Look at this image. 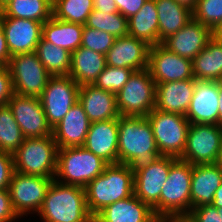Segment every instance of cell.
Here are the masks:
<instances>
[{
  "mask_svg": "<svg viewBox=\"0 0 222 222\" xmlns=\"http://www.w3.org/2000/svg\"><path fill=\"white\" fill-rule=\"evenodd\" d=\"M118 138V163L128 165L133 173L161 157L146 117L120 116Z\"/></svg>",
  "mask_w": 222,
  "mask_h": 222,
  "instance_id": "obj_1",
  "label": "cell"
},
{
  "mask_svg": "<svg viewBox=\"0 0 222 222\" xmlns=\"http://www.w3.org/2000/svg\"><path fill=\"white\" fill-rule=\"evenodd\" d=\"M84 188L88 210L95 216L106 206L134 194V173L126 164H109Z\"/></svg>",
  "mask_w": 222,
  "mask_h": 222,
  "instance_id": "obj_2",
  "label": "cell"
},
{
  "mask_svg": "<svg viewBox=\"0 0 222 222\" xmlns=\"http://www.w3.org/2000/svg\"><path fill=\"white\" fill-rule=\"evenodd\" d=\"M43 222H89L85 188L53 180L38 212Z\"/></svg>",
  "mask_w": 222,
  "mask_h": 222,
  "instance_id": "obj_3",
  "label": "cell"
},
{
  "mask_svg": "<svg viewBox=\"0 0 222 222\" xmlns=\"http://www.w3.org/2000/svg\"><path fill=\"white\" fill-rule=\"evenodd\" d=\"M108 165L84 146L61 148L58 149L54 179L64 184L85 187L103 173Z\"/></svg>",
  "mask_w": 222,
  "mask_h": 222,
  "instance_id": "obj_4",
  "label": "cell"
},
{
  "mask_svg": "<svg viewBox=\"0 0 222 222\" xmlns=\"http://www.w3.org/2000/svg\"><path fill=\"white\" fill-rule=\"evenodd\" d=\"M193 165L177 158L160 194V220L183 218L190 212Z\"/></svg>",
  "mask_w": 222,
  "mask_h": 222,
  "instance_id": "obj_5",
  "label": "cell"
},
{
  "mask_svg": "<svg viewBox=\"0 0 222 222\" xmlns=\"http://www.w3.org/2000/svg\"><path fill=\"white\" fill-rule=\"evenodd\" d=\"M58 145L53 135L42 138H24L13 153L14 171L55 178Z\"/></svg>",
  "mask_w": 222,
  "mask_h": 222,
  "instance_id": "obj_6",
  "label": "cell"
},
{
  "mask_svg": "<svg viewBox=\"0 0 222 222\" xmlns=\"http://www.w3.org/2000/svg\"><path fill=\"white\" fill-rule=\"evenodd\" d=\"M116 101L120 116L146 117L156 102V83L149 69L133 71Z\"/></svg>",
  "mask_w": 222,
  "mask_h": 222,
  "instance_id": "obj_7",
  "label": "cell"
},
{
  "mask_svg": "<svg viewBox=\"0 0 222 222\" xmlns=\"http://www.w3.org/2000/svg\"><path fill=\"white\" fill-rule=\"evenodd\" d=\"M146 118L151 124L161 156L180 158L185 150L190 122L184 115L153 109Z\"/></svg>",
  "mask_w": 222,
  "mask_h": 222,
  "instance_id": "obj_8",
  "label": "cell"
},
{
  "mask_svg": "<svg viewBox=\"0 0 222 222\" xmlns=\"http://www.w3.org/2000/svg\"><path fill=\"white\" fill-rule=\"evenodd\" d=\"M14 93L39 97L52 76L39 60L36 52L13 55L7 65Z\"/></svg>",
  "mask_w": 222,
  "mask_h": 222,
  "instance_id": "obj_9",
  "label": "cell"
},
{
  "mask_svg": "<svg viewBox=\"0 0 222 222\" xmlns=\"http://www.w3.org/2000/svg\"><path fill=\"white\" fill-rule=\"evenodd\" d=\"M222 146V128L214 124L190 123L183 161L196 164H215Z\"/></svg>",
  "mask_w": 222,
  "mask_h": 222,
  "instance_id": "obj_10",
  "label": "cell"
},
{
  "mask_svg": "<svg viewBox=\"0 0 222 222\" xmlns=\"http://www.w3.org/2000/svg\"><path fill=\"white\" fill-rule=\"evenodd\" d=\"M80 86L69 75L51 76L39 96L48 124L55 127L78 101Z\"/></svg>",
  "mask_w": 222,
  "mask_h": 222,
  "instance_id": "obj_11",
  "label": "cell"
},
{
  "mask_svg": "<svg viewBox=\"0 0 222 222\" xmlns=\"http://www.w3.org/2000/svg\"><path fill=\"white\" fill-rule=\"evenodd\" d=\"M54 178L26 175L14 171L8 191L13 209L22 217L31 211L39 212L47 190ZM29 212V213H28Z\"/></svg>",
  "mask_w": 222,
  "mask_h": 222,
  "instance_id": "obj_12",
  "label": "cell"
},
{
  "mask_svg": "<svg viewBox=\"0 0 222 222\" xmlns=\"http://www.w3.org/2000/svg\"><path fill=\"white\" fill-rule=\"evenodd\" d=\"M177 158L161 156L147 167L134 172V194L148 204L160 220V194L168 178L171 164Z\"/></svg>",
  "mask_w": 222,
  "mask_h": 222,
  "instance_id": "obj_13",
  "label": "cell"
},
{
  "mask_svg": "<svg viewBox=\"0 0 222 222\" xmlns=\"http://www.w3.org/2000/svg\"><path fill=\"white\" fill-rule=\"evenodd\" d=\"M25 138L52 135L39 97L14 94L7 103Z\"/></svg>",
  "mask_w": 222,
  "mask_h": 222,
  "instance_id": "obj_14",
  "label": "cell"
},
{
  "mask_svg": "<svg viewBox=\"0 0 222 222\" xmlns=\"http://www.w3.org/2000/svg\"><path fill=\"white\" fill-rule=\"evenodd\" d=\"M148 69L156 84L195 79L192 61L169 51L162 44L150 46Z\"/></svg>",
  "mask_w": 222,
  "mask_h": 222,
  "instance_id": "obj_15",
  "label": "cell"
},
{
  "mask_svg": "<svg viewBox=\"0 0 222 222\" xmlns=\"http://www.w3.org/2000/svg\"><path fill=\"white\" fill-rule=\"evenodd\" d=\"M0 18L11 56L36 51L42 38L43 23L31 19L3 17L1 14Z\"/></svg>",
  "mask_w": 222,
  "mask_h": 222,
  "instance_id": "obj_16",
  "label": "cell"
},
{
  "mask_svg": "<svg viewBox=\"0 0 222 222\" xmlns=\"http://www.w3.org/2000/svg\"><path fill=\"white\" fill-rule=\"evenodd\" d=\"M220 82L196 80L185 117L192 124L218 125Z\"/></svg>",
  "mask_w": 222,
  "mask_h": 222,
  "instance_id": "obj_17",
  "label": "cell"
},
{
  "mask_svg": "<svg viewBox=\"0 0 222 222\" xmlns=\"http://www.w3.org/2000/svg\"><path fill=\"white\" fill-rule=\"evenodd\" d=\"M211 37L212 30L192 17L184 27L161 44L169 51L192 61L206 47Z\"/></svg>",
  "mask_w": 222,
  "mask_h": 222,
  "instance_id": "obj_18",
  "label": "cell"
},
{
  "mask_svg": "<svg viewBox=\"0 0 222 222\" xmlns=\"http://www.w3.org/2000/svg\"><path fill=\"white\" fill-rule=\"evenodd\" d=\"M150 45L130 35L116 38L105 54L107 66L129 68L133 71L148 68Z\"/></svg>",
  "mask_w": 222,
  "mask_h": 222,
  "instance_id": "obj_19",
  "label": "cell"
},
{
  "mask_svg": "<svg viewBox=\"0 0 222 222\" xmlns=\"http://www.w3.org/2000/svg\"><path fill=\"white\" fill-rule=\"evenodd\" d=\"M90 125L83 106L77 101L64 118L52 128V135L58 148L84 146Z\"/></svg>",
  "mask_w": 222,
  "mask_h": 222,
  "instance_id": "obj_20",
  "label": "cell"
},
{
  "mask_svg": "<svg viewBox=\"0 0 222 222\" xmlns=\"http://www.w3.org/2000/svg\"><path fill=\"white\" fill-rule=\"evenodd\" d=\"M118 119L93 122L84 147L108 164H118Z\"/></svg>",
  "mask_w": 222,
  "mask_h": 222,
  "instance_id": "obj_21",
  "label": "cell"
},
{
  "mask_svg": "<svg viewBox=\"0 0 222 222\" xmlns=\"http://www.w3.org/2000/svg\"><path fill=\"white\" fill-rule=\"evenodd\" d=\"M78 101L83 106L91 123L120 117L116 94L97 88L94 84L80 86Z\"/></svg>",
  "mask_w": 222,
  "mask_h": 222,
  "instance_id": "obj_22",
  "label": "cell"
},
{
  "mask_svg": "<svg viewBox=\"0 0 222 222\" xmlns=\"http://www.w3.org/2000/svg\"><path fill=\"white\" fill-rule=\"evenodd\" d=\"M195 79L156 84L155 109L186 115L195 89Z\"/></svg>",
  "mask_w": 222,
  "mask_h": 222,
  "instance_id": "obj_23",
  "label": "cell"
},
{
  "mask_svg": "<svg viewBox=\"0 0 222 222\" xmlns=\"http://www.w3.org/2000/svg\"><path fill=\"white\" fill-rule=\"evenodd\" d=\"M222 184V169L215 164L193 165L190 192V210L211 204L214 194Z\"/></svg>",
  "mask_w": 222,
  "mask_h": 222,
  "instance_id": "obj_24",
  "label": "cell"
},
{
  "mask_svg": "<svg viewBox=\"0 0 222 222\" xmlns=\"http://www.w3.org/2000/svg\"><path fill=\"white\" fill-rule=\"evenodd\" d=\"M101 222H158L153 209L133 194L103 208L95 215Z\"/></svg>",
  "mask_w": 222,
  "mask_h": 222,
  "instance_id": "obj_25",
  "label": "cell"
},
{
  "mask_svg": "<svg viewBox=\"0 0 222 222\" xmlns=\"http://www.w3.org/2000/svg\"><path fill=\"white\" fill-rule=\"evenodd\" d=\"M106 66L104 54L80 46L71 53V66L68 75L79 86L94 84Z\"/></svg>",
  "mask_w": 222,
  "mask_h": 222,
  "instance_id": "obj_26",
  "label": "cell"
},
{
  "mask_svg": "<svg viewBox=\"0 0 222 222\" xmlns=\"http://www.w3.org/2000/svg\"><path fill=\"white\" fill-rule=\"evenodd\" d=\"M159 21V44L177 33L193 17L192 9L175 0H155Z\"/></svg>",
  "mask_w": 222,
  "mask_h": 222,
  "instance_id": "obj_27",
  "label": "cell"
},
{
  "mask_svg": "<svg viewBox=\"0 0 222 222\" xmlns=\"http://www.w3.org/2000/svg\"><path fill=\"white\" fill-rule=\"evenodd\" d=\"M84 25L51 17L42 26V37L55 46L73 52L81 46Z\"/></svg>",
  "mask_w": 222,
  "mask_h": 222,
  "instance_id": "obj_28",
  "label": "cell"
},
{
  "mask_svg": "<svg viewBox=\"0 0 222 222\" xmlns=\"http://www.w3.org/2000/svg\"><path fill=\"white\" fill-rule=\"evenodd\" d=\"M128 35L150 46L159 44V21L155 0H147L138 13L128 18Z\"/></svg>",
  "mask_w": 222,
  "mask_h": 222,
  "instance_id": "obj_29",
  "label": "cell"
},
{
  "mask_svg": "<svg viewBox=\"0 0 222 222\" xmlns=\"http://www.w3.org/2000/svg\"><path fill=\"white\" fill-rule=\"evenodd\" d=\"M192 67L195 80L222 81V44L211 37Z\"/></svg>",
  "mask_w": 222,
  "mask_h": 222,
  "instance_id": "obj_30",
  "label": "cell"
},
{
  "mask_svg": "<svg viewBox=\"0 0 222 222\" xmlns=\"http://www.w3.org/2000/svg\"><path fill=\"white\" fill-rule=\"evenodd\" d=\"M52 9L53 0H9L0 8V14L44 23L52 17Z\"/></svg>",
  "mask_w": 222,
  "mask_h": 222,
  "instance_id": "obj_31",
  "label": "cell"
},
{
  "mask_svg": "<svg viewBox=\"0 0 222 222\" xmlns=\"http://www.w3.org/2000/svg\"><path fill=\"white\" fill-rule=\"evenodd\" d=\"M37 56L45 69L52 75H68L71 66V52L53 45L43 37L39 41L36 51Z\"/></svg>",
  "mask_w": 222,
  "mask_h": 222,
  "instance_id": "obj_32",
  "label": "cell"
},
{
  "mask_svg": "<svg viewBox=\"0 0 222 222\" xmlns=\"http://www.w3.org/2000/svg\"><path fill=\"white\" fill-rule=\"evenodd\" d=\"M93 9V0H53L52 16L85 25Z\"/></svg>",
  "mask_w": 222,
  "mask_h": 222,
  "instance_id": "obj_33",
  "label": "cell"
},
{
  "mask_svg": "<svg viewBox=\"0 0 222 222\" xmlns=\"http://www.w3.org/2000/svg\"><path fill=\"white\" fill-rule=\"evenodd\" d=\"M24 138L9 106H0V150L13 154Z\"/></svg>",
  "mask_w": 222,
  "mask_h": 222,
  "instance_id": "obj_34",
  "label": "cell"
},
{
  "mask_svg": "<svg viewBox=\"0 0 222 222\" xmlns=\"http://www.w3.org/2000/svg\"><path fill=\"white\" fill-rule=\"evenodd\" d=\"M85 26L110 33L116 38L128 35V19L119 12L104 14L93 9Z\"/></svg>",
  "mask_w": 222,
  "mask_h": 222,
  "instance_id": "obj_35",
  "label": "cell"
},
{
  "mask_svg": "<svg viewBox=\"0 0 222 222\" xmlns=\"http://www.w3.org/2000/svg\"><path fill=\"white\" fill-rule=\"evenodd\" d=\"M132 73L133 70L129 68L106 66L94 82V85L97 88L117 94L126 84Z\"/></svg>",
  "mask_w": 222,
  "mask_h": 222,
  "instance_id": "obj_36",
  "label": "cell"
},
{
  "mask_svg": "<svg viewBox=\"0 0 222 222\" xmlns=\"http://www.w3.org/2000/svg\"><path fill=\"white\" fill-rule=\"evenodd\" d=\"M193 18L211 30L222 22V0H197Z\"/></svg>",
  "mask_w": 222,
  "mask_h": 222,
  "instance_id": "obj_37",
  "label": "cell"
},
{
  "mask_svg": "<svg viewBox=\"0 0 222 222\" xmlns=\"http://www.w3.org/2000/svg\"><path fill=\"white\" fill-rule=\"evenodd\" d=\"M115 40L116 37L110 33L84 25L81 46L105 55L113 46Z\"/></svg>",
  "mask_w": 222,
  "mask_h": 222,
  "instance_id": "obj_38",
  "label": "cell"
},
{
  "mask_svg": "<svg viewBox=\"0 0 222 222\" xmlns=\"http://www.w3.org/2000/svg\"><path fill=\"white\" fill-rule=\"evenodd\" d=\"M190 222H222V208L205 204L192 208L185 217Z\"/></svg>",
  "mask_w": 222,
  "mask_h": 222,
  "instance_id": "obj_39",
  "label": "cell"
},
{
  "mask_svg": "<svg viewBox=\"0 0 222 222\" xmlns=\"http://www.w3.org/2000/svg\"><path fill=\"white\" fill-rule=\"evenodd\" d=\"M13 173V154L0 150V190L8 189Z\"/></svg>",
  "mask_w": 222,
  "mask_h": 222,
  "instance_id": "obj_40",
  "label": "cell"
},
{
  "mask_svg": "<svg viewBox=\"0 0 222 222\" xmlns=\"http://www.w3.org/2000/svg\"><path fill=\"white\" fill-rule=\"evenodd\" d=\"M14 94L12 77L9 68L5 66L0 70V106L7 105Z\"/></svg>",
  "mask_w": 222,
  "mask_h": 222,
  "instance_id": "obj_41",
  "label": "cell"
},
{
  "mask_svg": "<svg viewBox=\"0 0 222 222\" xmlns=\"http://www.w3.org/2000/svg\"><path fill=\"white\" fill-rule=\"evenodd\" d=\"M20 218L15 212L8 189L0 190V222H12Z\"/></svg>",
  "mask_w": 222,
  "mask_h": 222,
  "instance_id": "obj_42",
  "label": "cell"
},
{
  "mask_svg": "<svg viewBox=\"0 0 222 222\" xmlns=\"http://www.w3.org/2000/svg\"><path fill=\"white\" fill-rule=\"evenodd\" d=\"M147 0H115L118 12L125 18H130L139 12Z\"/></svg>",
  "mask_w": 222,
  "mask_h": 222,
  "instance_id": "obj_43",
  "label": "cell"
},
{
  "mask_svg": "<svg viewBox=\"0 0 222 222\" xmlns=\"http://www.w3.org/2000/svg\"><path fill=\"white\" fill-rule=\"evenodd\" d=\"M93 8L104 14L118 12L115 0H93Z\"/></svg>",
  "mask_w": 222,
  "mask_h": 222,
  "instance_id": "obj_44",
  "label": "cell"
},
{
  "mask_svg": "<svg viewBox=\"0 0 222 222\" xmlns=\"http://www.w3.org/2000/svg\"><path fill=\"white\" fill-rule=\"evenodd\" d=\"M11 57L12 56L7 47V42L3 28L1 26V18H0V60L7 66Z\"/></svg>",
  "mask_w": 222,
  "mask_h": 222,
  "instance_id": "obj_45",
  "label": "cell"
},
{
  "mask_svg": "<svg viewBox=\"0 0 222 222\" xmlns=\"http://www.w3.org/2000/svg\"><path fill=\"white\" fill-rule=\"evenodd\" d=\"M211 204L216 208H222V184L216 190Z\"/></svg>",
  "mask_w": 222,
  "mask_h": 222,
  "instance_id": "obj_46",
  "label": "cell"
},
{
  "mask_svg": "<svg viewBox=\"0 0 222 222\" xmlns=\"http://www.w3.org/2000/svg\"><path fill=\"white\" fill-rule=\"evenodd\" d=\"M212 37L222 44V22L212 29Z\"/></svg>",
  "mask_w": 222,
  "mask_h": 222,
  "instance_id": "obj_47",
  "label": "cell"
},
{
  "mask_svg": "<svg viewBox=\"0 0 222 222\" xmlns=\"http://www.w3.org/2000/svg\"><path fill=\"white\" fill-rule=\"evenodd\" d=\"M218 126L222 128V81H220V92H219V116Z\"/></svg>",
  "mask_w": 222,
  "mask_h": 222,
  "instance_id": "obj_48",
  "label": "cell"
},
{
  "mask_svg": "<svg viewBox=\"0 0 222 222\" xmlns=\"http://www.w3.org/2000/svg\"><path fill=\"white\" fill-rule=\"evenodd\" d=\"M175 1L184 4L190 7L191 9H193L197 3V0H175Z\"/></svg>",
  "mask_w": 222,
  "mask_h": 222,
  "instance_id": "obj_49",
  "label": "cell"
},
{
  "mask_svg": "<svg viewBox=\"0 0 222 222\" xmlns=\"http://www.w3.org/2000/svg\"><path fill=\"white\" fill-rule=\"evenodd\" d=\"M216 164L222 169V146L220 148Z\"/></svg>",
  "mask_w": 222,
  "mask_h": 222,
  "instance_id": "obj_50",
  "label": "cell"
},
{
  "mask_svg": "<svg viewBox=\"0 0 222 222\" xmlns=\"http://www.w3.org/2000/svg\"><path fill=\"white\" fill-rule=\"evenodd\" d=\"M173 222H190L185 217L183 218H173Z\"/></svg>",
  "mask_w": 222,
  "mask_h": 222,
  "instance_id": "obj_51",
  "label": "cell"
},
{
  "mask_svg": "<svg viewBox=\"0 0 222 222\" xmlns=\"http://www.w3.org/2000/svg\"><path fill=\"white\" fill-rule=\"evenodd\" d=\"M89 222H101L96 216H92Z\"/></svg>",
  "mask_w": 222,
  "mask_h": 222,
  "instance_id": "obj_52",
  "label": "cell"
},
{
  "mask_svg": "<svg viewBox=\"0 0 222 222\" xmlns=\"http://www.w3.org/2000/svg\"><path fill=\"white\" fill-rule=\"evenodd\" d=\"M9 0H0V8L5 5Z\"/></svg>",
  "mask_w": 222,
  "mask_h": 222,
  "instance_id": "obj_53",
  "label": "cell"
},
{
  "mask_svg": "<svg viewBox=\"0 0 222 222\" xmlns=\"http://www.w3.org/2000/svg\"><path fill=\"white\" fill-rule=\"evenodd\" d=\"M158 222H173V218H169L166 220H159Z\"/></svg>",
  "mask_w": 222,
  "mask_h": 222,
  "instance_id": "obj_54",
  "label": "cell"
},
{
  "mask_svg": "<svg viewBox=\"0 0 222 222\" xmlns=\"http://www.w3.org/2000/svg\"><path fill=\"white\" fill-rule=\"evenodd\" d=\"M6 65L0 60V70L3 69Z\"/></svg>",
  "mask_w": 222,
  "mask_h": 222,
  "instance_id": "obj_55",
  "label": "cell"
}]
</instances>
